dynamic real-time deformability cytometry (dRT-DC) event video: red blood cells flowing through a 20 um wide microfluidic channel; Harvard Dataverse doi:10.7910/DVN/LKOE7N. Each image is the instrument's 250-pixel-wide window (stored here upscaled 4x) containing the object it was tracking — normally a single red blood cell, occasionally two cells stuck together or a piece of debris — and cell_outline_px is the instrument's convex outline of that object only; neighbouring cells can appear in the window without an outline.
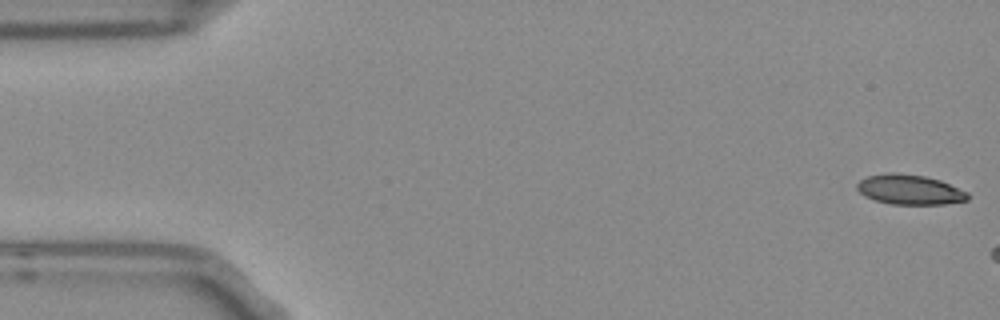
{"species": "Egyptian fruit bat (a non-hibernating species)", "species_latin": "Rousettus aegyptiacus", "temperature_condition": "room temperature", "stored_images_in_passage": 3, "camera_frame_rate_fps": 3000, "um_per_image_px": 0.085, "frame": {"image": 1, "passage_image": 1, "time_ms": 0.0, "image_size_px": [1000, 320], "cell_outline_px": [[968, 200], [944, 204], [892, 204], [876, 200], [864, 196], [856, 188], [856, 184], [860, 180], [868, 176], [888, 172], [896, 172], [924, 176], [940, 180], [968, 192]], "centroid_in_image_um": [77.31, 16.11], "position_along_channel_um": 7.7, "area_um2": 19.25}}